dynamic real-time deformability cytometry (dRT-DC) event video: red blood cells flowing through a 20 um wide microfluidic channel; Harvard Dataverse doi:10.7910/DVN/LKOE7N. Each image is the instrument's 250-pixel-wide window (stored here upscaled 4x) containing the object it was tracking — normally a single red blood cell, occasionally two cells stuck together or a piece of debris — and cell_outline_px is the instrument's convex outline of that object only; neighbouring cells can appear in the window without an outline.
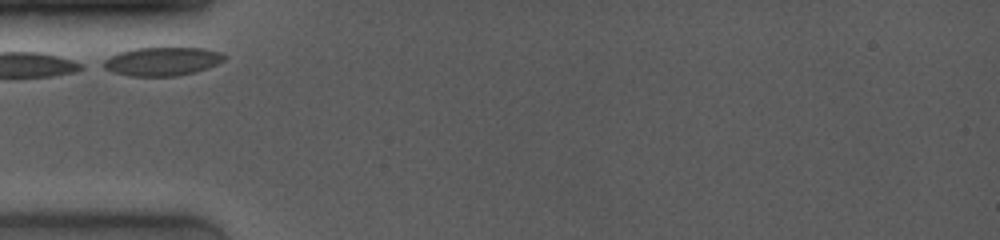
{"species": "common noctule bat (a hibernating species)", "species_latin": "Nyctalus noctula", "temperature_condition": "room temperature", "stored_images_in_passage": 33, "camera_frame_rate_fps": 4000, "um_per_image_px": 0.085, "animal": {"sex": "female", "body_mass_g": 19.0, "forearm_length_mm": 53.3}, "frame": {"image": 1, "passage_image": 1, "time_ms": 0.0, "image_size_px": [1000, 240], "cell_outline_px": [[228, 56], [224, 60], [216, 64], [196, 72], [176, 76], [128, 76], [112, 72], [96, 64], [120, 52], [132, 48], [204, 48], [220, 52]], "centroid_in_image_um": [13.75, 5.22], "position_along_channel_um": 71.3, "area_um2": 20.29}}
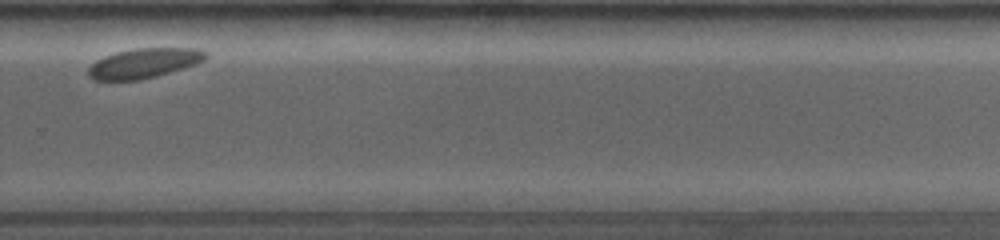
{"frame": {"image": 2, "passage_image": 29, "time_ms": 7.0, "image_size_px": [1000, 240], "cell_outline_px": [[208, 56], [204, 60], [196, 64], [184, 68], [156, 76], [140, 80], [92, 80], [88, 76], [88, 68], [96, 60], [104, 56], [116, 52], [136, 48], [196, 48], [208, 52]], "centroid_in_image_um": [12.24, 5.37], "position_along_channel_um": 317.6, "area_um2": 20.46}}
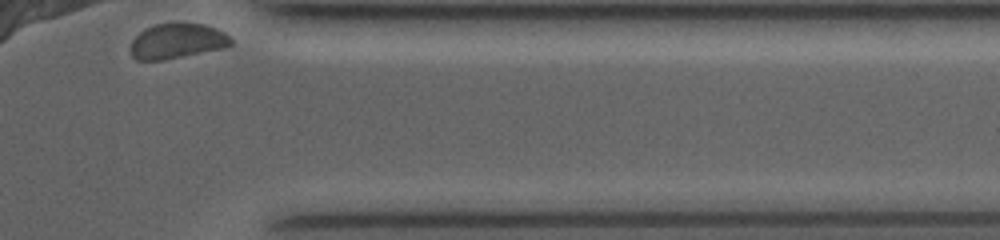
{"frame": {"image": 3, "passage_image": 33, "time_ms": 9.25, "image_size_px": [1000, 240], "cell_outline_px": [[232, 44], [224, 48], [164, 60], [136, 60], [132, 56], [132, 40], [144, 28], [156, 24], [204, 24], [216, 28], [224, 32], [232, 40]], "centroid_in_image_um": [15.06, 3.5], "position_along_channel_um": 396.3, "area_um2": 20.29}}